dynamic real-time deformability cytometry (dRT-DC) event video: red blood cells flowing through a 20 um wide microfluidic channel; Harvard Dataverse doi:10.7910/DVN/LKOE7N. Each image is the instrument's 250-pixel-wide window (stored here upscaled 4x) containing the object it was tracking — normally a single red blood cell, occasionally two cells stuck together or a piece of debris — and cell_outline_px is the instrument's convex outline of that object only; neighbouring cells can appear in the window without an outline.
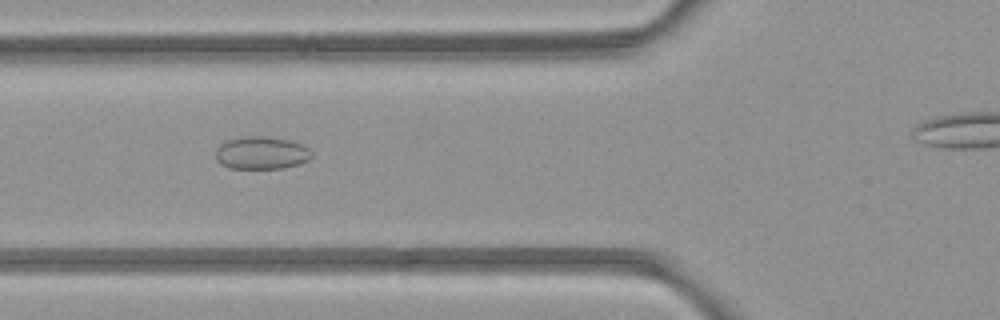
{"species": "common noctule bat (a hibernating species)", "species_latin": "Nyctalus noctula", "temperature_condition": "room temperature", "stored_images_in_passage": 9, "segment_of_instrument_passage": [1, 2], "camera_frame_rate_fps": 3000, "um_per_image_px": 0.085, "animal": {"sex": "female", "body_mass_g": 21.9}, "frame": {"image": 1, "passage_image": 6, "time_ms": 5.667, "image_size_px": [1000, 320], "cell_outline_px": [[312, 156], [308, 160], [284, 168], [228, 168], [220, 164], [216, 160], [216, 148], [220, 144], [228, 140], [244, 136], [268, 136], [292, 140], [304, 144], [312, 152]], "centroid_in_image_um": [22.22, 12.98], "position_along_channel_um": 103.6, "area_um2": 18.5}}
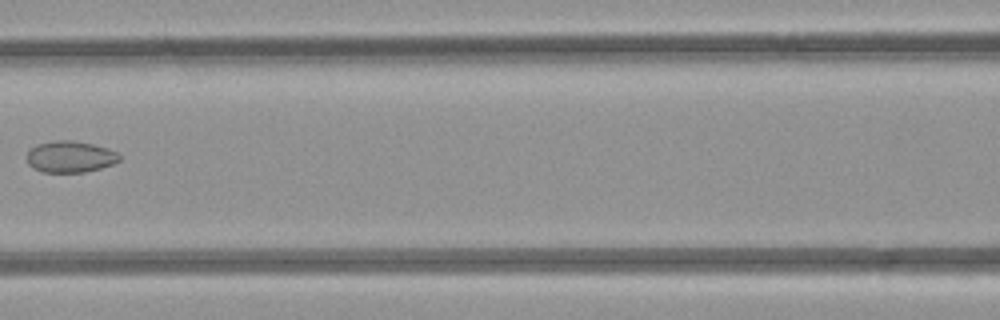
{"frame": {"image": 2, "passage_image": 7, "time_ms": 7.0, "image_size_px": [1000, 320], "cell_outline_px": [[120, 160], [112, 164], [100, 168], [84, 172], [40, 172], [32, 168], [28, 164], [28, 152], [36, 144], [56, 140], [72, 140], [92, 144], [108, 148], [116, 152], [120, 156]], "centroid_in_image_um": [5.95, 13.32], "position_along_channel_um": 160.6, "area_um2": 16.94}}
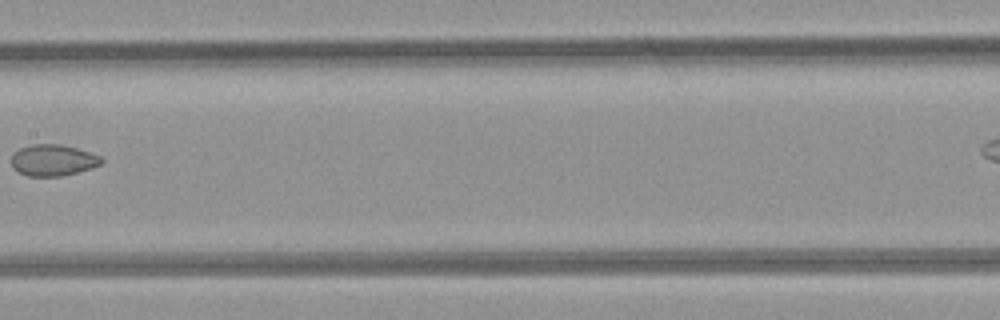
{"frame": {"image": 3, "passage_image": 8, "time_ms": 8.0, "image_size_px": [1000, 320], "cell_outline_px": [[104, 160], [100, 164], [92, 168], [64, 176], [28, 176], [16, 172], [12, 168], [12, 152], [20, 148], [32, 144], [60, 144], [76, 148], [104, 156]], "centroid_in_image_um": [4.51, 13.62], "position_along_channel_um": 202.9, "area_um2": 16.76}}